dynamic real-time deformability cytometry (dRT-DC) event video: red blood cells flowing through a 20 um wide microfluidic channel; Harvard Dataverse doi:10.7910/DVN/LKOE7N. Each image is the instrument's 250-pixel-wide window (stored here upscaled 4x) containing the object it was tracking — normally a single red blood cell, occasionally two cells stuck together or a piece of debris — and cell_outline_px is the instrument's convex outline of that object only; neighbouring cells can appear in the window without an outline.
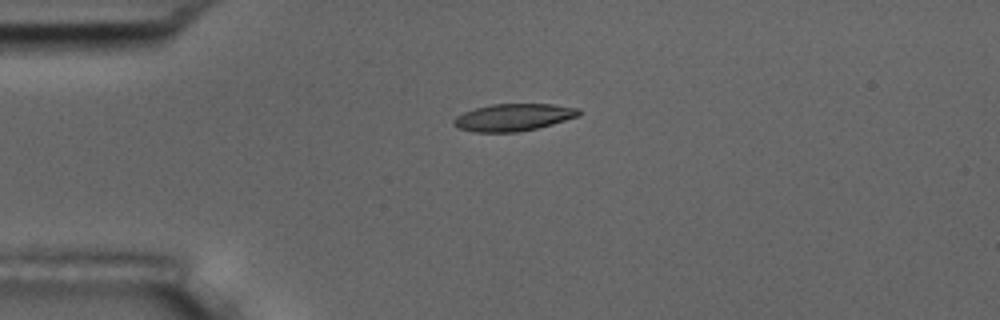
{"species": "common noctule bat (a hibernating species)", "species_latin": "Nyctalus noctula", "temperature_condition": "room temperature", "stored_images_in_passage": 10, "camera_frame_rate_fps": 3000, "um_per_image_px": 0.085, "animal": {"sex": "male", "body_mass_g": 17.5, "forearm_length_mm": 52.3}, "frame": {"image": 1, "passage_image": 4, "time_ms": 3.333, "image_size_px": [1000, 320], "cell_outline_px": [[580, 116], [552, 124], [536, 128], [516, 132], [476, 132], [456, 128], [452, 124], [452, 120], [456, 116], [464, 112], [476, 108], [492, 104], [552, 104], [580, 108]], "centroid_in_image_um": [43.62, 9.97], "position_along_channel_um": 41.4, "area_um2": 19.88}}